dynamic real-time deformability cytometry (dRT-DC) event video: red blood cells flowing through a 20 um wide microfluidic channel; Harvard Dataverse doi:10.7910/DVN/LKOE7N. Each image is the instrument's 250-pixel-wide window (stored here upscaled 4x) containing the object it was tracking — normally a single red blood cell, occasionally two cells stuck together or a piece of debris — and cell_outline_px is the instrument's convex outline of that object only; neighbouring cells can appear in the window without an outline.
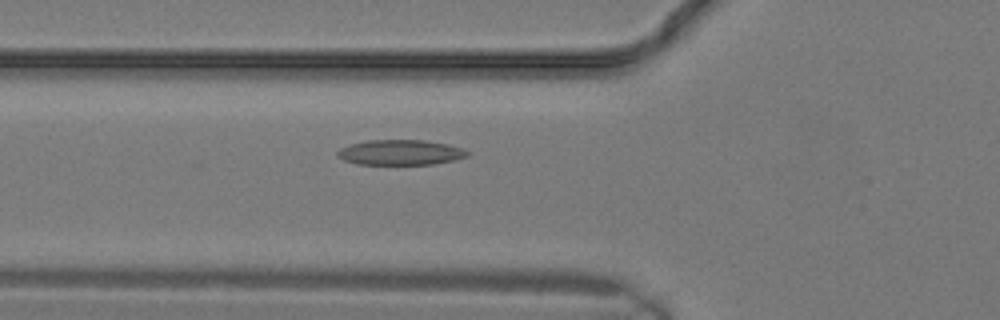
{"species": "common noctule bat (a hibernating species)", "species_latin": "Nyctalus noctula", "temperature_condition": "warm", "stored_images_in_passage": 7, "camera_frame_rate_fps": 3000, "um_per_image_px": 0.085, "animal": {"sex": "male", "body_mass_g": 19.2, "forearm_length_mm": 51.8}, "frame": {"image": 1, "passage_image": 2, "time_ms": 0.333, "image_size_px": [1000, 320], "cell_outline_px": [[468, 156], [452, 160], [432, 164], [356, 164], [344, 160], [336, 156], [336, 152], [340, 148], [352, 144], [368, 140], [424, 140], [448, 144], [464, 148], [468, 152]], "centroid_in_image_um": [34.02, 12.95], "position_along_channel_um": 91.8, "area_um2": 19.02}}
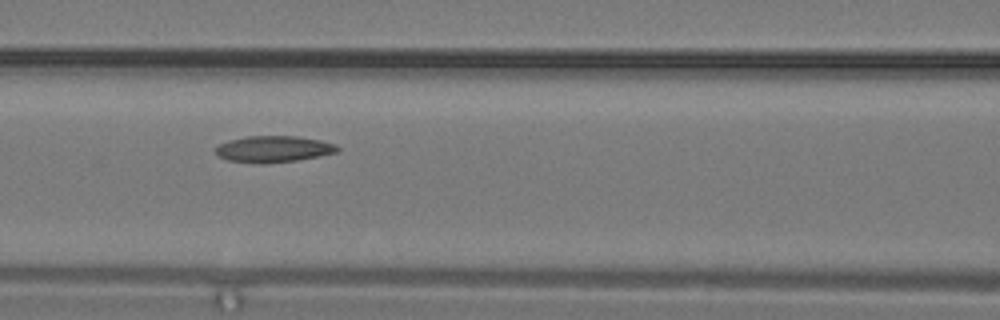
{"frame": {"image": 2, "passage_image": 4, "time_ms": 1.0, "image_size_px": [1000, 320], "cell_outline_px": [[340, 148], [336, 152], [320, 156], [296, 160], [264, 164], [256, 164], [228, 160], [220, 156], [216, 152], [216, 148], [220, 144], [228, 140], [244, 136], [296, 136], [320, 140], [336, 144]], "centroid_in_image_um": [23.25, 12.67], "position_along_channel_um": 143.3, "area_um2": 18.79}}
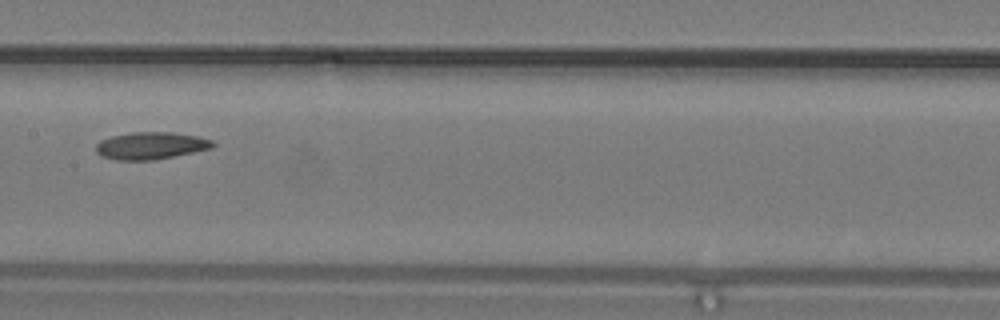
{"frame": {"image": 3, "passage_image": 6, "time_ms": 1.667, "image_size_px": [1000, 320], "cell_outline_px": [[216, 144], [212, 148], [156, 160], [116, 160], [100, 156], [96, 152], [96, 144], [100, 140], [112, 136], [132, 132], [172, 132], [196, 136], [212, 140]], "centroid_in_image_um": [12.8, 12.39], "position_along_channel_um": 194.6, "area_um2": 18.61}}